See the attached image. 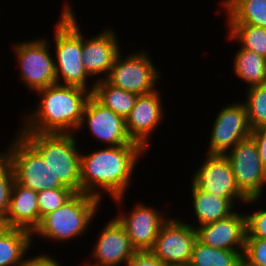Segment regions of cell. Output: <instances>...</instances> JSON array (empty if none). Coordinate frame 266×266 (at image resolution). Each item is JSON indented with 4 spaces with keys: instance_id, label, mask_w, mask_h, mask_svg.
Returning <instances> with one entry per match:
<instances>
[{
    "instance_id": "d6a6232c",
    "label": "cell",
    "mask_w": 266,
    "mask_h": 266,
    "mask_svg": "<svg viewBox=\"0 0 266 266\" xmlns=\"http://www.w3.org/2000/svg\"><path fill=\"white\" fill-rule=\"evenodd\" d=\"M52 254H44V251L39 255H34L26 257L23 266H62L57 257H54Z\"/></svg>"
},
{
    "instance_id": "74e56055",
    "label": "cell",
    "mask_w": 266,
    "mask_h": 266,
    "mask_svg": "<svg viewBox=\"0 0 266 266\" xmlns=\"http://www.w3.org/2000/svg\"><path fill=\"white\" fill-rule=\"evenodd\" d=\"M82 264V265H81ZM80 265H77V266H89L87 265L85 262L81 263Z\"/></svg>"
},
{
    "instance_id": "7a4b0ae2",
    "label": "cell",
    "mask_w": 266,
    "mask_h": 266,
    "mask_svg": "<svg viewBox=\"0 0 266 266\" xmlns=\"http://www.w3.org/2000/svg\"><path fill=\"white\" fill-rule=\"evenodd\" d=\"M37 106L21 115L17 132L76 134L91 92L77 86L55 84L38 90ZM38 102V103H37Z\"/></svg>"
},
{
    "instance_id": "d4e9b609",
    "label": "cell",
    "mask_w": 266,
    "mask_h": 266,
    "mask_svg": "<svg viewBox=\"0 0 266 266\" xmlns=\"http://www.w3.org/2000/svg\"><path fill=\"white\" fill-rule=\"evenodd\" d=\"M243 252L213 248L196 240L189 266H239Z\"/></svg>"
},
{
    "instance_id": "8fae6325",
    "label": "cell",
    "mask_w": 266,
    "mask_h": 266,
    "mask_svg": "<svg viewBox=\"0 0 266 266\" xmlns=\"http://www.w3.org/2000/svg\"><path fill=\"white\" fill-rule=\"evenodd\" d=\"M214 118L208 134V155H224L251 136L247 110L241 100L223 105Z\"/></svg>"
},
{
    "instance_id": "ac0fdd59",
    "label": "cell",
    "mask_w": 266,
    "mask_h": 266,
    "mask_svg": "<svg viewBox=\"0 0 266 266\" xmlns=\"http://www.w3.org/2000/svg\"><path fill=\"white\" fill-rule=\"evenodd\" d=\"M239 211L240 209H236L224 219L197 227V239L213 248L244 252L247 235L246 210L242 209V213Z\"/></svg>"
},
{
    "instance_id": "d590c367",
    "label": "cell",
    "mask_w": 266,
    "mask_h": 266,
    "mask_svg": "<svg viewBox=\"0 0 266 266\" xmlns=\"http://www.w3.org/2000/svg\"><path fill=\"white\" fill-rule=\"evenodd\" d=\"M164 266H189V264H168Z\"/></svg>"
},
{
    "instance_id": "30bf717a",
    "label": "cell",
    "mask_w": 266,
    "mask_h": 266,
    "mask_svg": "<svg viewBox=\"0 0 266 266\" xmlns=\"http://www.w3.org/2000/svg\"><path fill=\"white\" fill-rule=\"evenodd\" d=\"M204 158L190 177V182L198 189L223 199H230L237 207L242 203L254 206L260 202L258 205H262V198H247L239 190L231 165L224 155L205 154Z\"/></svg>"
},
{
    "instance_id": "7402d4cb",
    "label": "cell",
    "mask_w": 266,
    "mask_h": 266,
    "mask_svg": "<svg viewBox=\"0 0 266 266\" xmlns=\"http://www.w3.org/2000/svg\"><path fill=\"white\" fill-rule=\"evenodd\" d=\"M32 246L30 231L10 228L0 237V266H23Z\"/></svg>"
},
{
    "instance_id": "3957f363",
    "label": "cell",
    "mask_w": 266,
    "mask_h": 266,
    "mask_svg": "<svg viewBox=\"0 0 266 266\" xmlns=\"http://www.w3.org/2000/svg\"><path fill=\"white\" fill-rule=\"evenodd\" d=\"M67 2L62 4L58 22L53 26L54 40L48 39L54 50L56 84L77 86L92 93L96 82H91L92 78L84 69L82 62V32L84 30L81 31L74 6L70 1Z\"/></svg>"
},
{
    "instance_id": "603a6c76",
    "label": "cell",
    "mask_w": 266,
    "mask_h": 266,
    "mask_svg": "<svg viewBox=\"0 0 266 266\" xmlns=\"http://www.w3.org/2000/svg\"><path fill=\"white\" fill-rule=\"evenodd\" d=\"M238 47L232 57L233 76L244 82L247 86L245 88L266 84V58L239 45Z\"/></svg>"
},
{
    "instance_id": "1f68e13d",
    "label": "cell",
    "mask_w": 266,
    "mask_h": 266,
    "mask_svg": "<svg viewBox=\"0 0 266 266\" xmlns=\"http://www.w3.org/2000/svg\"><path fill=\"white\" fill-rule=\"evenodd\" d=\"M150 251H136L126 266H164Z\"/></svg>"
},
{
    "instance_id": "4316f807",
    "label": "cell",
    "mask_w": 266,
    "mask_h": 266,
    "mask_svg": "<svg viewBox=\"0 0 266 266\" xmlns=\"http://www.w3.org/2000/svg\"><path fill=\"white\" fill-rule=\"evenodd\" d=\"M244 103L252 130L266 126V84L245 88Z\"/></svg>"
},
{
    "instance_id": "5bb4252c",
    "label": "cell",
    "mask_w": 266,
    "mask_h": 266,
    "mask_svg": "<svg viewBox=\"0 0 266 266\" xmlns=\"http://www.w3.org/2000/svg\"><path fill=\"white\" fill-rule=\"evenodd\" d=\"M88 129L94 140L105 146L139 145L129 137L125 119L111 109L104 107L92 95L84 107L78 132Z\"/></svg>"
},
{
    "instance_id": "277c9868",
    "label": "cell",
    "mask_w": 266,
    "mask_h": 266,
    "mask_svg": "<svg viewBox=\"0 0 266 266\" xmlns=\"http://www.w3.org/2000/svg\"><path fill=\"white\" fill-rule=\"evenodd\" d=\"M101 202L86 193H75L63 206L41 219L32 233V243L35 242V237L56 244L82 238L91 229L94 218L96 220L99 215Z\"/></svg>"
},
{
    "instance_id": "d6986e66",
    "label": "cell",
    "mask_w": 266,
    "mask_h": 266,
    "mask_svg": "<svg viewBox=\"0 0 266 266\" xmlns=\"http://www.w3.org/2000/svg\"><path fill=\"white\" fill-rule=\"evenodd\" d=\"M6 220L10 228L33 231L39 225L37 192L13 182Z\"/></svg>"
},
{
    "instance_id": "8d00e7d4",
    "label": "cell",
    "mask_w": 266,
    "mask_h": 266,
    "mask_svg": "<svg viewBox=\"0 0 266 266\" xmlns=\"http://www.w3.org/2000/svg\"><path fill=\"white\" fill-rule=\"evenodd\" d=\"M239 266H250V265L246 264V263L242 260V262L239 264Z\"/></svg>"
},
{
    "instance_id": "6da1fadb",
    "label": "cell",
    "mask_w": 266,
    "mask_h": 266,
    "mask_svg": "<svg viewBox=\"0 0 266 266\" xmlns=\"http://www.w3.org/2000/svg\"><path fill=\"white\" fill-rule=\"evenodd\" d=\"M80 153L81 192L101 201L126 196L137 164L148 153L141 145L104 146ZM141 157V158H140Z\"/></svg>"
},
{
    "instance_id": "836d02e7",
    "label": "cell",
    "mask_w": 266,
    "mask_h": 266,
    "mask_svg": "<svg viewBox=\"0 0 266 266\" xmlns=\"http://www.w3.org/2000/svg\"><path fill=\"white\" fill-rule=\"evenodd\" d=\"M250 137L256 143L262 166L266 172V126L252 130Z\"/></svg>"
},
{
    "instance_id": "4dcf8cb0",
    "label": "cell",
    "mask_w": 266,
    "mask_h": 266,
    "mask_svg": "<svg viewBox=\"0 0 266 266\" xmlns=\"http://www.w3.org/2000/svg\"><path fill=\"white\" fill-rule=\"evenodd\" d=\"M242 260L250 266H266V239H246Z\"/></svg>"
},
{
    "instance_id": "484cf974",
    "label": "cell",
    "mask_w": 266,
    "mask_h": 266,
    "mask_svg": "<svg viewBox=\"0 0 266 266\" xmlns=\"http://www.w3.org/2000/svg\"><path fill=\"white\" fill-rule=\"evenodd\" d=\"M227 39L266 58V28L248 24H225Z\"/></svg>"
},
{
    "instance_id": "f546056e",
    "label": "cell",
    "mask_w": 266,
    "mask_h": 266,
    "mask_svg": "<svg viewBox=\"0 0 266 266\" xmlns=\"http://www.w3.org/2000/svg\"><path fill=\"white\" fill-rule=\"evenodd\" d=\"M256 209L246 212V239H266V206Z\"/></svg>"
},
{
    "instance_id": "2e32d148",
    "label": "cell",
    "mask_w": 266,
    "mask_h": 266,
    "mask_svg": "<svg viewBox=\"0 0 266 266\" xmlns=\"http://www.w3.org/2000/svg\"><path fill=\"white\" fill-rule=\"evenodd\" d=\"M95 239L89 258L83 260L89 266H126L136 250L132 247L124 227L112 217L104 223ZM87 261V262H86Z\"/></svg>"
},
{
    "instance_id": "e575fe53",
    "label": "cell",
    "mask_w": 266,
    "mask_h": 266,
    "mask_svg": "<svg viewBox=\"0 0 266 266\" xmlns=\"http://www.w3.org/2000/svg\"><path fill=\"white\" fill-rule=\"evenodd\" d=\"M10 229L6 218L0 216V237Z\"/></svg>"
},
{
    "instance_id": "ffe728a7",
    "label": "cell",
    "mask_w": 266,
    "mask_h": 266,
    "mask_svg": "<svg viewBox=\"0 0 266 266\" xmlns=\"http://www.w3.org/2000/svg\"><path fill=\"white\" fill-rule=\"evenodd\" d=\"M190 196L192 197L191 210L194 220L190 222L195 229L201 225L216 222L232 214L237 206L230 199H223L213 194L198 189L192 182L190 184ZM194 224V225H193Z\"/></svg>"
},
{
    "instance_id": "5b68a950",
    "label": "cell",
    "mask_w": 266,
    "mask_h": 266,
    "mask_svg": "<svg viewBox=\"0 0 266 266\" xmlns=\"http://www.w3.org/2000/svg\"><path fill=\"white\" fill-rule=\"evenodd\" d=\"M44 159L60 183L81 192L77 134L18 132ZM78 141V142H77Z\"/></svg>"
},
{
    "instance_id": "f1b7e54d",
    "label": "cell",
    "mask_w": 266,
    "mask_h": 266,
    "mask_svg": "<svg viewBox=\"0 0 266 266\" xmlns=\"http://www.w3.org/2000/svg\"><path fill=\"white\" fill-rule=\"evenodd\" d=\"M15 181L14 171L11 163L6 157L0 155V216L6 218L10 194L13 182Z\"/></svg>"
},
{
    "instance_id": "9a60e30c",
    "label": "cell",
    "mask_w": 266,
    "mask_h": 266,
    "mask_svg": "<svg viewBox=\"0 0 266 266\" xmlns=\"http://www.w3.org/2000/svg\"><path fill=\"white\" fill-rule=\"evenodd\" d=\"M102 29L96 35L94 33L93 36L82 33V62L84 69L92 78V82L107 78L122 48L116 29L109 26ZM88 36L90 37L88 38Z\"/></svg>"
},
{
    "instance_id": "8992f818",
    "label": "cell",
    "mask_w": 266,
    "mask_h": 266,
    "mask_svg": "<svg viewBox=\"0 0 266 266\" xmlns=\"http://www.w3.org/2000/svg\"><path fill=\"white\" fill-rule=\"evenodd\" d=\"M18 63L19 78L25 89L33 94L56 84L53 51L48 38L38 37L32 40L16 41L11 45ZM52 53V54H51Z\"/></svg>"
},
{
    "instance_id": "52a82bcc",
    "label": "cell",
    "mask_w": 266,
    "mask_h": 266,
    "mask_svg": "<svg viewBox=\"0 0 266 266\" xmlns=\"http://www.w3.org/2000/svg\"><path fill=\"white\" fill-rule=\"evenodd\" d=\"M2 154L11 163L15 181L35 192L44 189L68 188L53 176L43 157L16 131Z\"/></svg>"
},
{
    "instance_id": "9c48e42d",
    "label": "cell",
    "mask_w": 266,
    "mask_h": 266,
    "mask_svg": "<svg viewBox=\"0 0 266 266\" xmlns=\"http://www.w3.org/2000/svg\"><path fill=\"white\" fill-rule=\"evenodd\" d=\"M124 198V196H121L110 200L111 202L114 201L113 204L116 207L118 206L119 214L116 213L114 217L124 227L130 243L136 251H149L158 236L160 228L170 218V215L140 200L127 213L124 209V206H126V204L124 205V202H126Z\"/></svg>"
},
{
    "instance_id": "44dd1931",
    "label": "cell",
    "mask_w": 266,
    "mask_h": 266,
    "mask_svg": "<svg viewBox=\"0 0 266 266\" xmlns=\"http://www.w3.org/2000/svg\"><path fill=\"white\" fill-rule=\"evenodd\" d=\"M226 16L225 24H248L266 28V0H220ZM224 8V9H223ZM227 14V15H226Z\"/></svg>"
},
{
    "instance_id": "ba28073f",
    "label": "cell",
    "mask_w": 266,
    "mask_h": 266,
    "mask_svg": "<svg viewBox=\"0 0 266 266\" xmlns=\"http://www.w3.org/2000/svg\"><path fill=\"white\" fill-rule=\"evenodd\" d=\"M138 51L129 52L127 55L120 51L105 80L114 87L137 95L150 94L159 89L156 87L157 83L164 75L156 64L154 65L147 50Z\"/></svg>"
},
{
    "instance_id": "7c38bea8",
    "label": "cell",
    "mask_w": 266,
    "mask_h": 266,
    "mask_svg": "<svg viewBox=\"0 0 266 266\" xmlns=\"http://www.w3.org/2000/svg\"><path fill=\"white\" fill-rule=\"evenodd\" d=\"M224 156L231 165L239 190L247 198H262L265 195L266 172L254 140L249 137L239 142Z\"/></svg>"
},
{
    "instance_id": "cb8c5ba5",
    "label": "cell",
    "mask_w": 266,
    "mask_h": 266,
    "mask_svg": "<svg viewBox=\"0 0 266 266\" xmlns=\"http://www.w3.org/2000/svg\"><path fill=\"white\" fill-rule=\"evenodd\" d=\"M91 95L104 107L111 109L124 119L135 106L139 96L135 93L114 87L106 80L96 81Z\"/></svg>"
},
{
    "instance_id": "e0dca14e",
    "label": "cell",
    "mask_w": 266,
    "mask_h": 266,
    "mask_svg": "<svg viewBox=\"0 0 266 266\" xmlns=\"http://www.w3.org/2000/svg\"><path fill=\"white\" fill-rule=\"evenodd\" d=\"M162 90L139 95L135 106L125 118L126 130L133 142L141 145L147 152L152 146V134L165 118ZM163 104V105H162ZM151 144V145H150Z\"/></svg>"
},
{
    "instance_id": "4fadbf2b",
    "label": "cell",
    "mask_w": 266,
    "mask_h": 266,
    "mask_svg": "<svg viewBox=\"0 0 266 266\" xmlns=\"http://www.w3.org/2000/svg\"><path fill=\"white\" fill-rule=\"evenodd\" d=\"M188 222L171 215L160 228L149 251L165 265L189 264L197 231Z\"/></svg>"
},
{
    "instance_id": "83f0119b",
    "label": "cell",
    "mask_w": 266,
    "mask_h": 266,
    "mask_svg": "<svg viewBox=\"0 0 266 266\" xmlns=\"http://www.w3.org/2000/svg\"><path fill=\"white\" fill-rule=\"evenodd\" d=\"M74 194L75 192L70 188L44 189L37 192L39 224L46 214L63 206Z\"/></svg>"
}]
</instances>
